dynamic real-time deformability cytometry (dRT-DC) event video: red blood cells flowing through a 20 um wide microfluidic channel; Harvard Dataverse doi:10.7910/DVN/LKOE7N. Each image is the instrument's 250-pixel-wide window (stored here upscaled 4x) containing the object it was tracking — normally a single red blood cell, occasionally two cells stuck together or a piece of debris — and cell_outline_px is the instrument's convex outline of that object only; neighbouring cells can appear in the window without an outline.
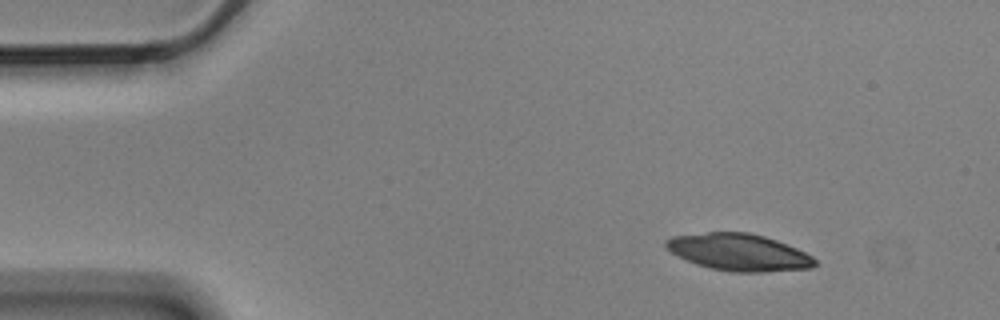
{"species": "Egyptian fruit bat (a non-hibernating species)", "species_latin": "Rousettus aegyptiacus", "temperature_condition": "cold", "stored_images_in_passage": 5, "camera_frame_rate_fps": 3000, "um_per_image_px": 0.085, "animal": {"sex": "male"}, "frame": {"image": 1, "passage_image": 1, "time_ms": 0.0, "image_size_px": [1000, 320], "cell_outline_px": [[816, 264], [812, 268], [764, 272], [732, 272], [712, 268], [696, 264], [664, 248], [664, 240], [672, 236], [708, 232], [748, 232], [764, 236], [788, 244], [812, 256], [816, 260]], "centroid_in_image_um": [62.8, 21.43], "position_along_channel_um": 22.2, "area_um2": 32.02}}